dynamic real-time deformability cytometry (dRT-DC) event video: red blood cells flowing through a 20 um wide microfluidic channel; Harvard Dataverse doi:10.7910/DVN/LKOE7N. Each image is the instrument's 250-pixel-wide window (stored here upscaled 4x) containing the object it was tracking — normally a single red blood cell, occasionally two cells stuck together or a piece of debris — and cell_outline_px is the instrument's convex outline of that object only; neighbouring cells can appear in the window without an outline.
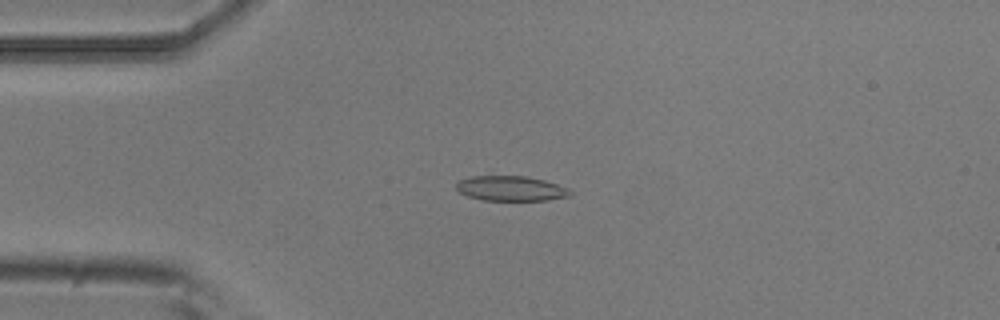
{"species": "common noctule bat (a hibernating species)", "species_latin": "Nyctalus noctula", "temperature_condition": "room temperature", "stored_images_in_passage": 4, "camera_frame_rate_fps": 3000, "um_per_image_px": 0.085, "animal": {"sex": "male", "body_mass_g": 20.5, "forearm_length_mm": 52.5}, "frame": {"image": 1, "passage_image": 3, "time_ms": 0.667, "image_size_px": [1000, 320], "cell_outline_px": [[572, 192], [568, 196], [548, 200], [484, 200], [468, 196], [460, 192], [456, 188], [456, 184], [460, 180], [472, 176], [528, 176], [544, 180], [568, 188]], "centroid_in_image_um": [43.42, 16.01], "position_along_channel_um": 41.6, "area_um2": 16.42}}